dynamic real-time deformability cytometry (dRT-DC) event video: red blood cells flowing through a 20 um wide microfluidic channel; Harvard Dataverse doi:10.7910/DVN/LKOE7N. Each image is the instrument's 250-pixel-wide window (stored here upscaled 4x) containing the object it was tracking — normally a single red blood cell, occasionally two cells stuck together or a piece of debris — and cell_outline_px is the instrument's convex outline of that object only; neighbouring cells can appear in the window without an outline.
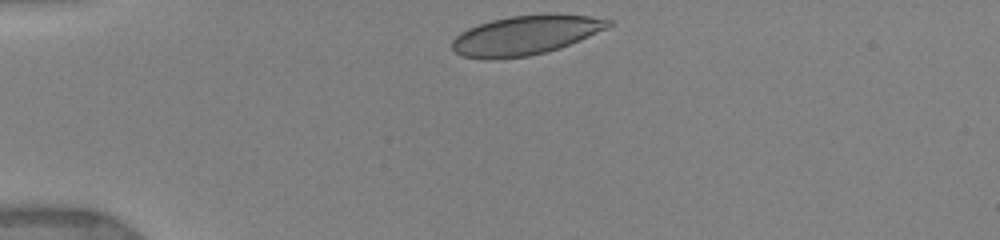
{"species": "human", "species_latin": "Homo sapiens", "temperature_condition": "warm", "stored_images_in_passage": 36, "camera_frame_rate_fps": 3000, "um_per_image_px": 0.085, "donor": {"sex": "female"}, "frame": {"image": 1, "passage_image": 1, "time_ms": 0.0, "image_size_px": [1000, 240], "cell_outline_px": [[612, 24], [580, 40], [560, 48], [528, 56], [496, 60], [484, 60], [460, 56], [452, 48], [452, 40], [460, 32], [468, 28], [492, 20], [512, 16], [556, 12], [588, 16], [612, 20]], "centroid_in_image_um": [44.63, 2.99], "position_along_channel_um": 40.4, "area_um2": 36.07}}
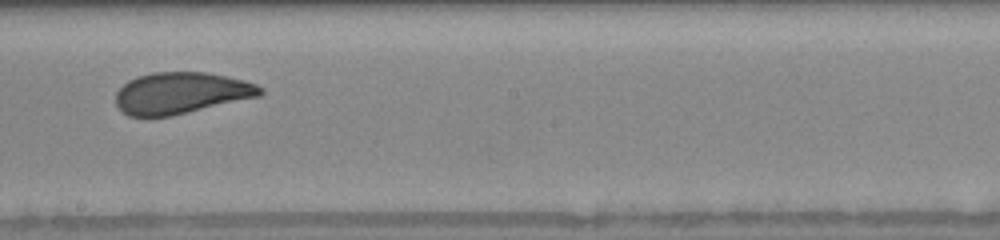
{"frame": {"image": 2, "passage_image": 13, "time_ms": 6.0, "image_size_px": [1000, 240], "cell_outline_px": [[264, 92], [260, 96], [172, 116], [128, 116], [116, 104], [116, 92], [128, 80], [136, 76], [152, 72], [208, 72], [228, 76], [244, 80], [256, 84], [264, 88]], "centroid_in_image_um": [15.41, 7.9], "position_along_channel_um": 232.8, "area_um2": 35.08}}
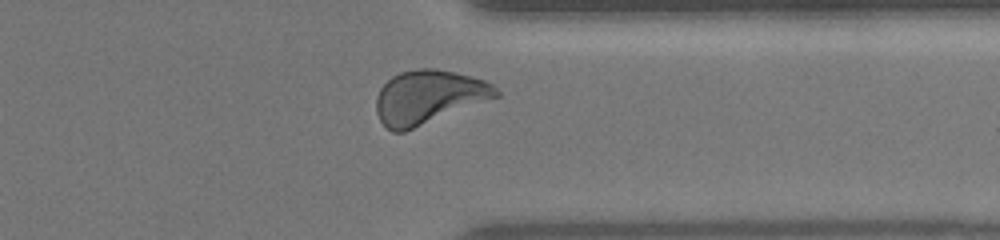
{"frame": {"image": 3, "passage_image": 21, "time_ms": 9.667, "image_size_px": [1000, 240], "cell_outline_px": [[500, 96], [404, 132], [392, 132], [380, 120], [376, 112], [376, 96], [380, 88], [392, 76], [400, 72], [420, 68], [436, 68], [456, 72], [484, 80], [492, 84], [500, 92]], "centroid_in_image_um": [36.42, 8.24], "position_along_channel_um": 375.0, "area_um2": 37.45}, "authors_computed_cell_mechanics": {"area_um2": 36.2695, "velocity_mm_per_s": 3.8897, "shape_relaxation_time_tau1_ms": 3.6982, "shape_relaxation_time_tau2_ms": null, "deformation_change_tau1": 0.131, "deformation_change_tau2": null}}